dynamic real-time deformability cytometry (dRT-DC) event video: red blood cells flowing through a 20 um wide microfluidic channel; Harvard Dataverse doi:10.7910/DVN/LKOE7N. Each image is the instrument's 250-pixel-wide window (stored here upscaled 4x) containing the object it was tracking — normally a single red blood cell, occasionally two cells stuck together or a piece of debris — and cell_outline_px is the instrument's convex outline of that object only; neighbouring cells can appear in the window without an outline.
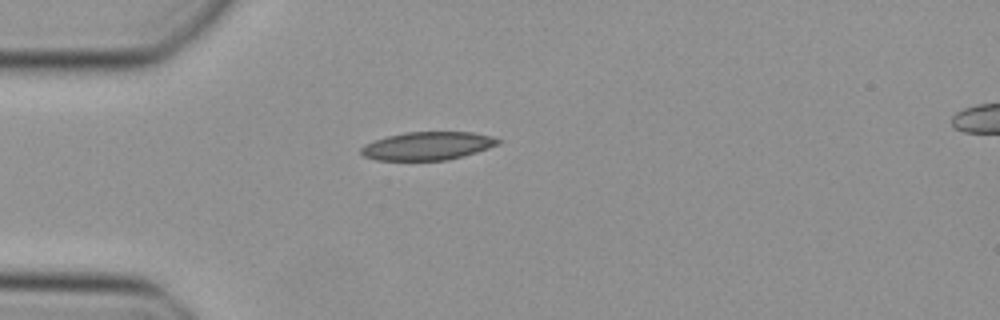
{"species": "Egyptian fruit bat (a non-hibernating species)", "species_latin": "Rousettus aegyptiacus", "temperature_condition": "cold", "stored_images_in_passage": 31, "camera_frame_rate_fps": 3000, "um_per_image_px": 0.085, "animal": {"sex": "female"}, "frame": {"image": 1, "passage_image": 1, "time_ms": 0.0, "image_size_px": [1000, 320], "cell_outline_px": [[500, 144], [476, 152], [448, 160], [376, 160], [364, 156], [360, 152], [360, 148], [364, 144], [388, 136], [404, 132], [472, 132], [492, 136], [500, 140]], "centroid_in_image_um": [36.34, 12.4], "position_along_channel_um": 48.7, "area_um2": 22.43}}
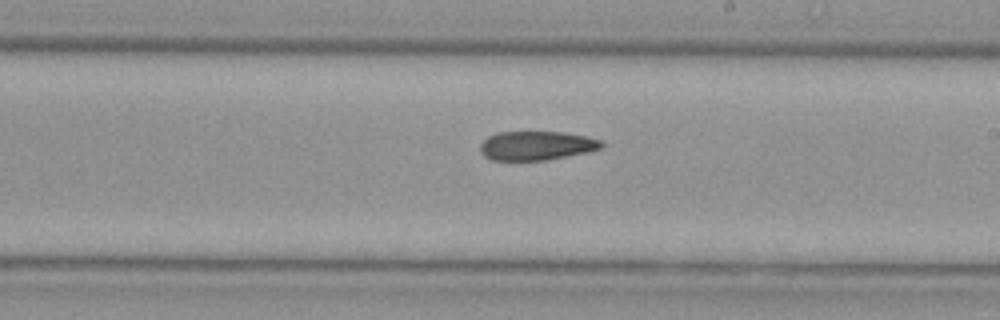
{"frame": {"image": 2, "passage_image": 16, "time_ms": 5.0, "image_size_px": [1000, 320], "cell_outline_px": [[604, 148], [588, 152], [548, 160], [492, 160], [484, 156], [480, 152], [480, 144], [488, 136], [496, 132], [564, 132], [588, 136], [600, 140], [604, 144]], "centroid_in_image_um": [45.62, 12.38], "position_along_channel_um": 243.4, "area_um2": 20.75}}
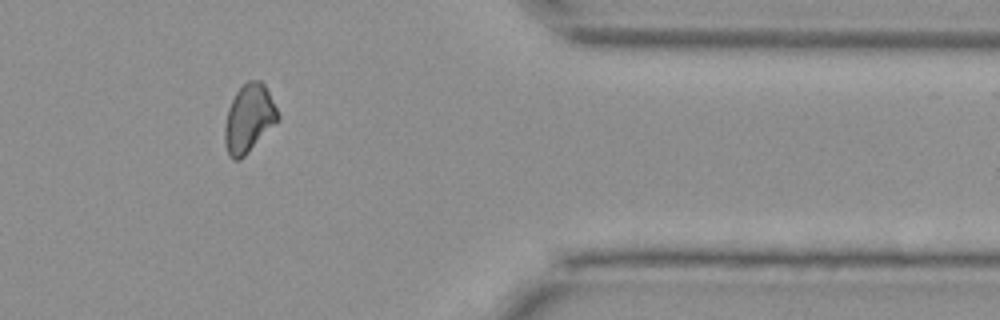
{"frame": {"image": 3, "passage_image": 28, "time_ms": 9.0, "image_size_px": [1000, 320], "cell_outline_px": [[280, 120], [240, 160], [232, 160], [228, 156], [224, 144], [224, 124], [228, 108], [236, 92], [248, 80], [260, 80], [264, 84], [280, 116]], "centroid_in_image_um": [21.14, 10.1], "position_along_channel_um": 390.3, "area_um2": 21.15}}